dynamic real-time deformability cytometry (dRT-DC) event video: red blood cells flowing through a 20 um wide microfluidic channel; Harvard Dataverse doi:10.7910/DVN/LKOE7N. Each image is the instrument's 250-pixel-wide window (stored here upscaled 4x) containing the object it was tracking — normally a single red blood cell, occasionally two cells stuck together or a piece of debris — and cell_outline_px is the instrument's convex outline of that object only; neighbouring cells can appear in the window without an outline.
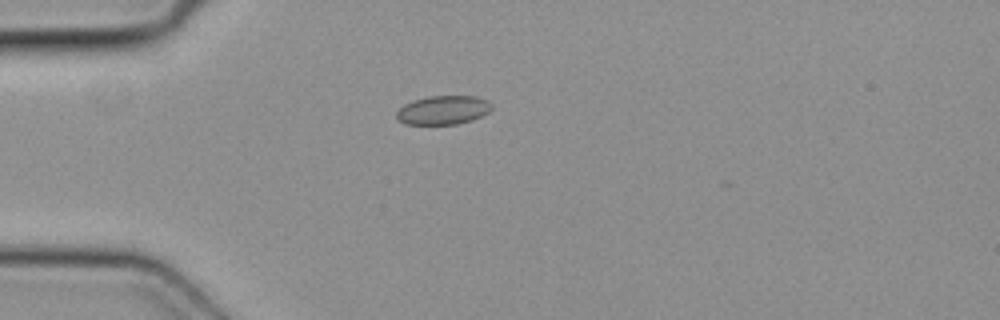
{"species": "common noctule bat (a hibernating species)", "species_latin": "Nyctalus noctula", "temperature_condition": "cold", "stored_images_in_passage": 32, "camera_frame_rate_fps": 3000, "um_per_image_px": 0.085, "animal": {"sex": "female", "body_mass_g": 19.3, "forearm_length_mm": 54.1}, "frame": {"image": 1, "passage_image": 2, "time_ms": 0.333, "image_size_px": [1000, 320], "cell_outline_px": [[492, 108], [488, 112], [472, 120], [456, 124], [404, 124], [396, 116], [396, 112], [404, 104], [412, 100], [428, 96], [476, 96], [488, 100], [492, 104]], "centroid_in_image_um": [37.67, 9.34], "position_along_channel_um": 47.3, "area_um2": 16.01}}
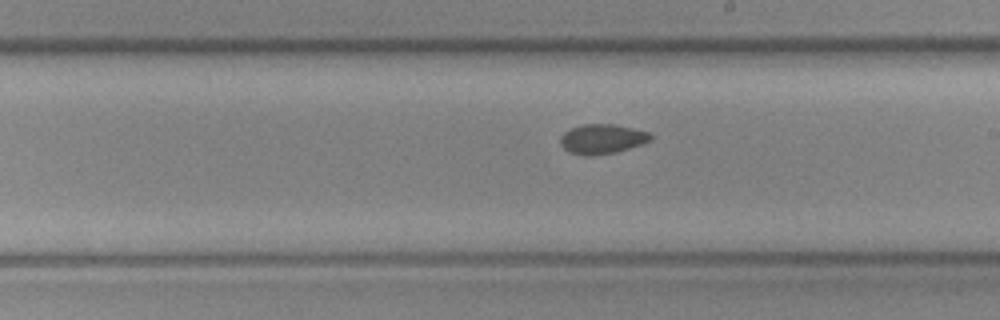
{"frame": {"image": 2, "passage_image": 17, "time_ms": 5.333, "image_size_px": [1000, 320], "cell_outline_px": [[652, 140], [616, 152], [592, 156], [584, 156], [568, 152], [560, 144], [560, 136], [564, 132], [572, 128], [584, 124], [612, 124], [632, 128], [648, 132], [652, 136]], "centroid_in_image_um": [51.14, 11.82], "position_along_channel_um": 237.9, "area_um2": 15.55}}
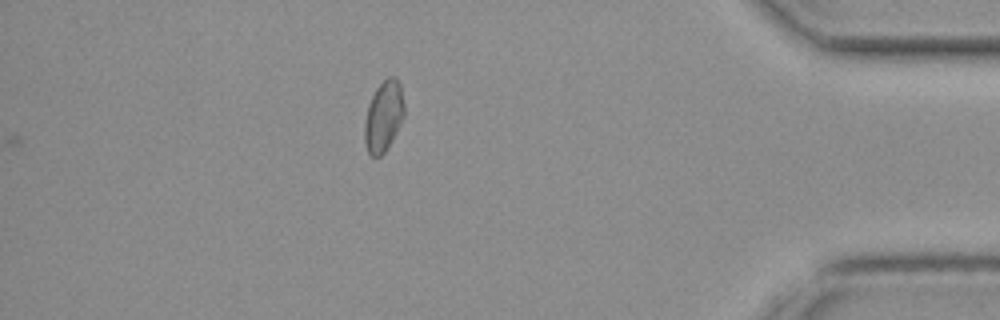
{"frame": {"image": 3, "passage_image": 32, "time_ms": 10.333, "image_size_px": [1000, 320], "cell_outline_px": [[404, 116], [392, 140], [384, 152], [380, 156], [368, 156], [364, 144], [364, 120], [368, 104], [376, 88], [388, 76], [396, 76], [400, 84], [404, 104]], "centroid_in_image_um": [32.58, 9.89], "position_along_channel_um": 402.6, "area_um2": 16.53}}